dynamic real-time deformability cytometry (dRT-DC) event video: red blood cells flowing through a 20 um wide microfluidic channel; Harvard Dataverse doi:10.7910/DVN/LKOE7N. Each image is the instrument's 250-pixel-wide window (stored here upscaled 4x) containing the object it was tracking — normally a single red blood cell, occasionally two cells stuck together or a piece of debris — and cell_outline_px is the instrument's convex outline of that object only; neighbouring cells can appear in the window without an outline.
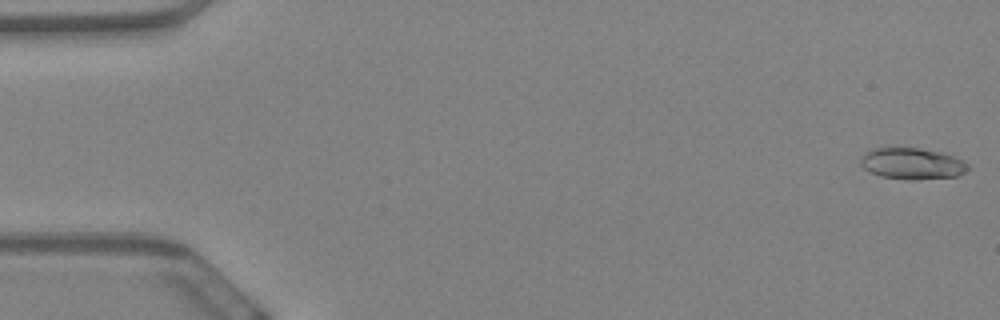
{"species": "Egyptian fruit bat (a non-hibernating species)", "species_latin": "Rousettus aegyptiacus", "temperature_condition": "warm", "stored_images_in_passage": 57, "camera_frame_rate_fps": 3000, "um_per_image_px": 0.085, "animal": {"sex": "female"}, "frame": {"image": 1, "passage_image": 1, "time_ms": 0.0, "image_size_px": [1000, 320], "cell_outline_px": [[968, 168], [964, 172], [956, 176], [916, 180], [912, 180], [880, 176], [864, 168], [860, 164], [860, 160], [868, 152], [876, 148], [896, 144], [920, 148], [940, 152], [964, 160], [968, 164]], "centroid_in_image_um": [77.52, 13.87], "position_along_channel_um": 7.5, "area_um2": 19.94}}
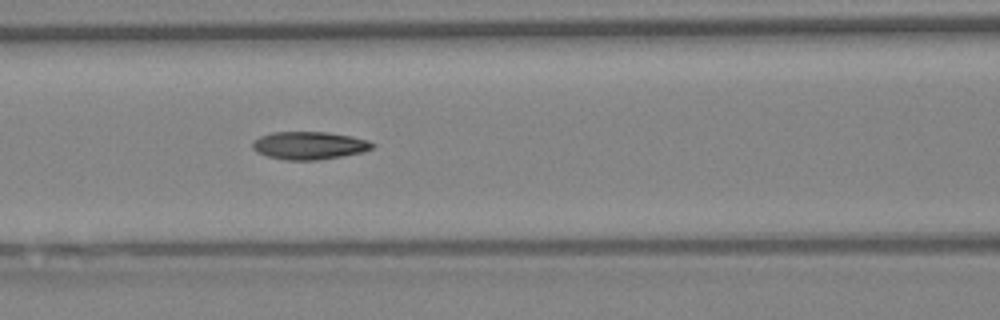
{"frame": {"image": 2, "passage_image": 26, "time_ms": 8.333, "image_size_px": [1000, 320], "cell_outline_px": [[376, 144], [372, 148], [364, 152], [316, 160], [284, 160], [268, 156], [256, 152], [252, 148], [252, 144], [260, 136], [272, 132], [328, 132], [352, 136], [368, 140]], "centroid_in_image_um": [26.3, 12.36], "position_along_channel_um": 140.3, "area_um2": 19.42}}
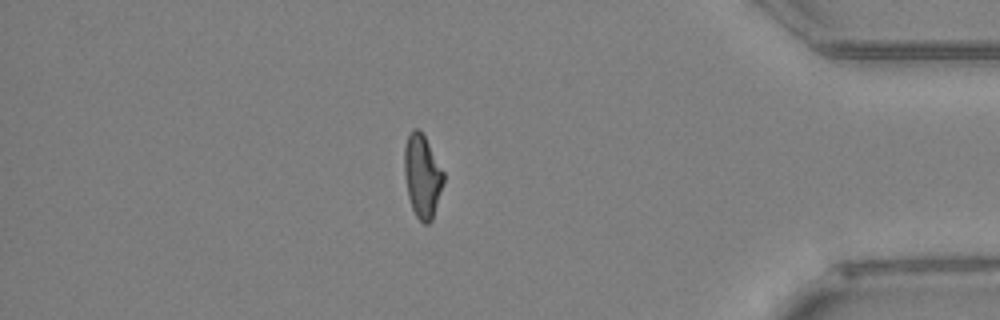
{"frame": {"image": 3, "passage_image": 52, "time_ms": 17.0, "image_size_px": [1000, 320], "cell_outline_px": [[444, 180], [432, 220], [428, 224], [424, 224], [416, 216], [412, 208], [408, 196], [404, 172], [404, 148], [408, 136], [412, 128], [420, 128], [444, 172]], "centroid_in_image_um": [35.88, 14.95], "position_along_channel_um": 399.3, "area_um2": 18.9}, "authors_computed_cell_mechanics": {"area_um2": 19.074, "velocity_mm_per_s": 3.4016, "shape_relaxation_time_tau1_ms": 10.0077, "shape_relaxation_time_tau2_ms": 3.9915, "deformation_change_tau1": 0.2591, "deformation_change_tau2": 0.1161}}